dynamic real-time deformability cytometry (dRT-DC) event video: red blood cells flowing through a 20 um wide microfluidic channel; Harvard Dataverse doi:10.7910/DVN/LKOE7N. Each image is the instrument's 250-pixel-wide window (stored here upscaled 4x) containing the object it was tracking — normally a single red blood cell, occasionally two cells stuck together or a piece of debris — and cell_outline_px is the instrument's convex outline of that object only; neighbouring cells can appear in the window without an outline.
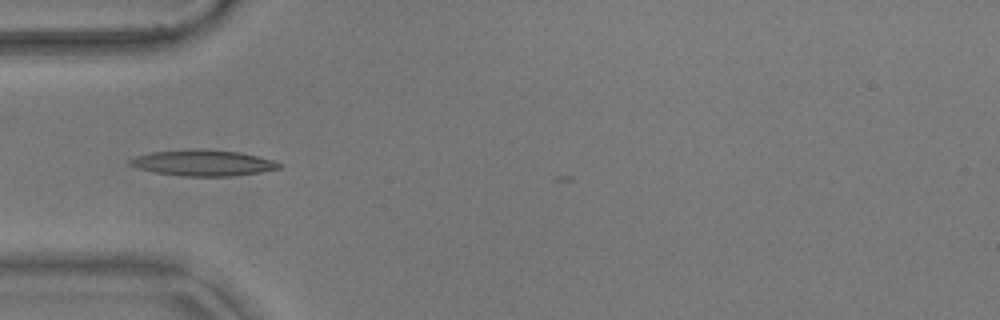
{"species": "common noctule bat (a hibernating species)", "species_latin": "Nyctalus noctula", "temperature_condition": "warm", "stored_images_in_passage": 36, "camera_frame_rate_fps": 3000, "um_per_image_px": 0.085, "animal": {"sex": "male", "body_mass_g": 17.9}, "frame": {"image": 1, "passage_image": 1, "time_ms": 0.0, "image_size_px": [1000, 320], "cell_outline_px": [[284, 164], [280, 168], [260, 172], [232, 176], [180, 176], [156, 172], [136, 168], [128, 164], [128, 160], [136, 156], [152, 152], [240, 152], [272, 160]], "centroid_in_image_um": [17.27, 13.9], "position_along_channel_um": 67.7, "area_um2": 21.33}}
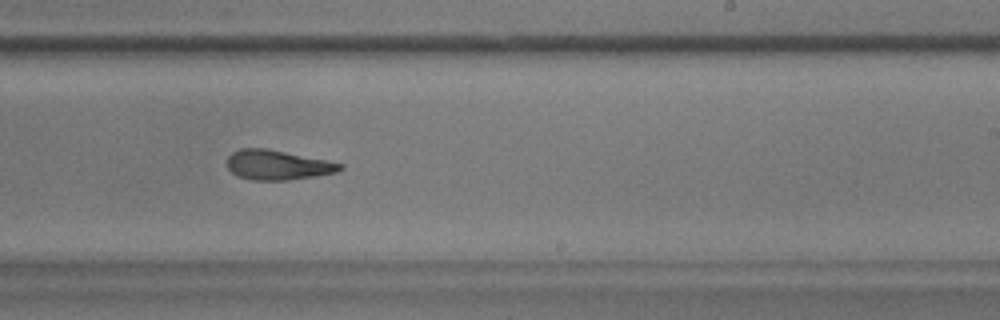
{"frame": {"image": 2, "passage_image": 17, "time_ms": 5.333, "image_size_px": [1000, 320], "cell_outline_px": [[344, 168], [336, 172], [316, 176], [288, 180], [252, 180], [236, 176], [228, 168], [228, 156], [232, 152], [240, 148], [264, 148], [344, 164]], "centroid_in_image_um": [23.57, 14.03], "position_along_channel_um": 265.4, "area_um2": 19.36}}
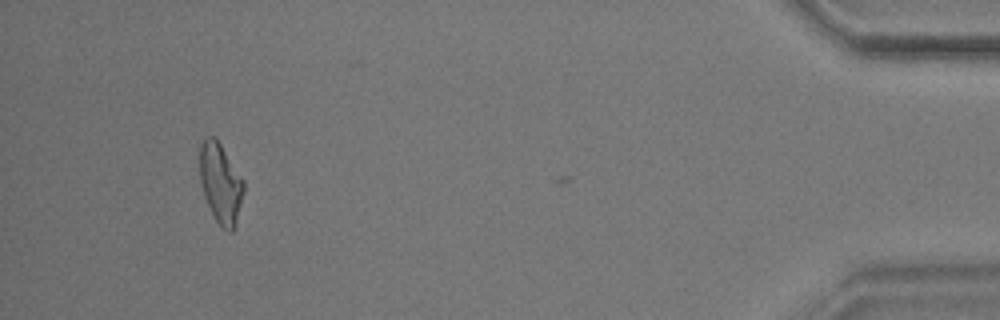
{"frame": {"image": 3, "passage_image": 35, "time_ms": 11.333, "image_size_px": [1000, 320], "cell_outline_px": [[244, 192], [236, 224], [232, 232], [228, 232], [216, 220], [204, 196], [200, 180], [200, 144], [208, 136], [216, 136], [244, 180]], "centroid_in_image_um": [18.76, 15.55], "position_along_channel_um": 416.4, "area_um2": 20.46}, "authors_computed_cell_mechanics": {"area_um2": 20.2589, "velocity_mm_per_s": 3.6915, "shape_relaxation_time_tau1_ms": 6.9973, "shape_relaxation_time_tau2_ms": 2.7482, "deformation_change_tau1": 0.2151, "deformation_change_tau2": 0.1175}}